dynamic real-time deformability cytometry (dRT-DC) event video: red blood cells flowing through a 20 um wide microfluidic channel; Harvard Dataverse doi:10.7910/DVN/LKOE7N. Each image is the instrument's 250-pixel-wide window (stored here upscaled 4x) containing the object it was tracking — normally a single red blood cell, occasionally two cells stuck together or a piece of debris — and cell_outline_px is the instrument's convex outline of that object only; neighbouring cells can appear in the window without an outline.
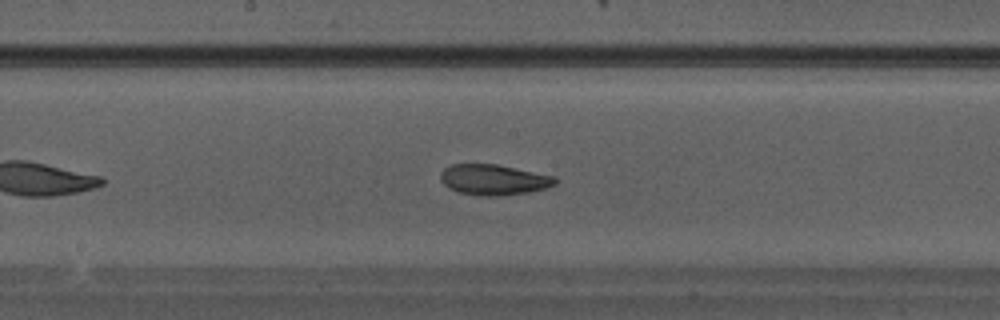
{"species": "Egyptian fruit bat (a non-hibernating species)", "species_latin": "Rousettus aegyptiacus", "temperature_condition": "warm", "stored_images_in_passage": 23, "camera_frame_rate_fps": 3000, "um_per_image_px": 0.085, "animal": {"sex": "male"}, "frame": {"image": 1, "passage_image": 10, "time_ms": 3.0, "image_size_px": [1000, 320], "cell_outline_px": [[556, 184], [544, 188], [528, 192], [500, 196], [480, 196], [460, 192], [448, 188], [440, 180], [440, 172], [444, 168], [452, 164], [496, 164], [556, 176]], "centroid_in_image_um": [41.94, 15.27], "position_along_channel_um": 206.3, "area_um2": 20.46}}